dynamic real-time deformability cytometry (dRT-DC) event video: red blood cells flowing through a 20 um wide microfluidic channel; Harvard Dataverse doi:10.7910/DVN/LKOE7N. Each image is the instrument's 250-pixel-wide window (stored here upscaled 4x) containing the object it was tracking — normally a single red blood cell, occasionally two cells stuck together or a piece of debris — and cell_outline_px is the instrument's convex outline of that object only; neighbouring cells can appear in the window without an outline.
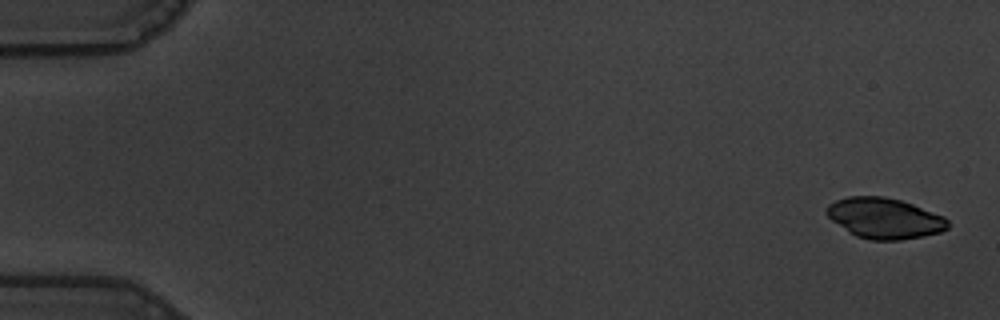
{"species": "common noctule bat (a hibernating species)", "species_latin": "Nyctalus noctula", "temperature_condition": "warm", "stored_images_in_passage": 56, "camera_frame_rate_fps": 3000, "um_per_image_px": 0.085, "animal": {"sex": "male", "body_mass_g": 19.5, "forearm_length_mm": 54.6}, "frame": {"image": 1, "passage_image": 1, "time_ms": 0.0, "image_size_px": [1000, 320], "cell_outline_px": [[948, 228], [940, 232], [924, 236], [900, 240], [868, 240], [856, 236], [832, 220], [824, 212], [824, 208], [828, 204], [836, 200], [848, 196], [884, 196], [900, 200], [912, 204], [944, 216], [948, 220]], "centroid_in_image_um": [75.17, 18.54], "position_along_channel_um": 9.8, "area_um2": 28.73}}